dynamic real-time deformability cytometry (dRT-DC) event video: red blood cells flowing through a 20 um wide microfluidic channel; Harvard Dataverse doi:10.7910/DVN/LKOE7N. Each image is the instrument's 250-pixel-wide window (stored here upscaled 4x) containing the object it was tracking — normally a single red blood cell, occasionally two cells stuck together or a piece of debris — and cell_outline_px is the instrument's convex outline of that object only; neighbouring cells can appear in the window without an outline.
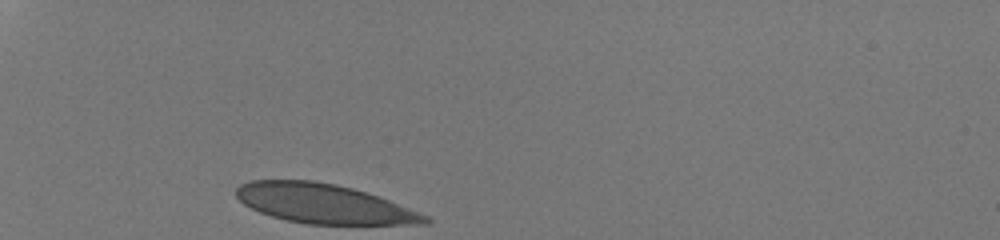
{"species": "human", "species_latin": "Homo sapiens", "temperature_condition": "room temperature", "stored_images_in_passage": 28, "camera_frame_rate_fps": 3000, "um_per_image_px": 0.085, "donor": {"sex": "male"}, "frame": {"image": 1, "passage_image": 1, "time_ms": 0.0, "image_size_px": [1000, 240], "cell_outline_px": [[432, 220], [428, 224], [308, 224], [288, 220], [272, 216], [260, 212], [244, 204], [236, 196], [236, 188], [240, 184], [252, 180], [312, 180], [336, 184], [352, 188], [380, 196], [428, 216]], "centroid_in_image_um": [27.54, 17.31], "position_along_channel_um": 57.5, "area_um2": 43.23}}
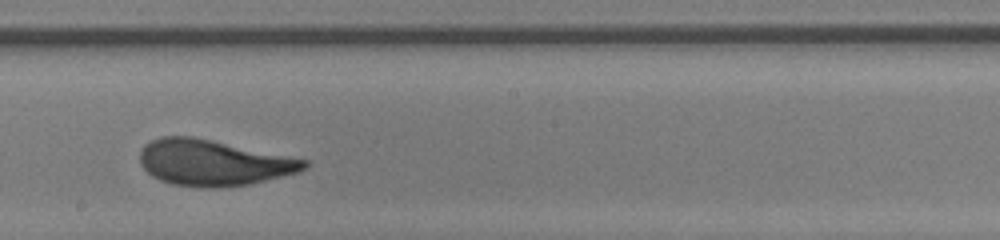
{"frame": {"image": 2, "passage_image": 16, "time_ms": 5.0, "image_size_px": [1000, 240], "cell_outline_px": [[308, 164], [300, 172], [248, 184], [220, 188], [208, 188], [172, 184], [160, 180], [152, 176], [140, 164], [140, 152], [144, 144], [160, 136], [192, 136], [308, 160]], "centroid_in_image_um": [18.1, 13.83], "position_along_channel_um": 230.1, "area_um2": 43.75}}
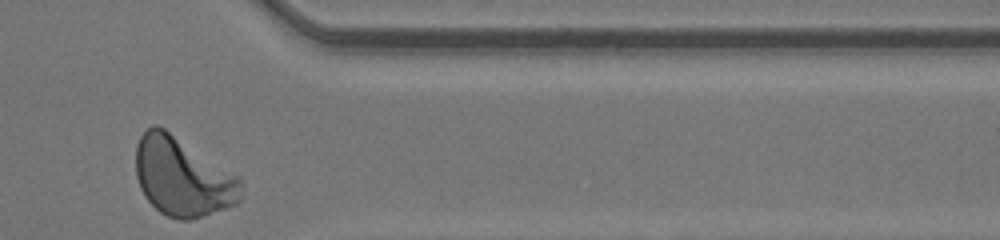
{"frame": {"image": 3, "passage_image": 28, "time_ms": 9.0, "image_size_px": [1000, 240], "cell_outline_px": [[240, 200], [236, 204], [192, 220], [180, 220], [168, 216], [160, 212], [144, 196], [140, 188], [136, 176], [136, 144], [140, 136], [152, 124], [156, 124], [164, 128], [240, 176]], "centroid_in_image_um": [15.5, 15.03], "position_along_channel_um": 395.9, "area_um2": 48.32}, "authors_computed_cell_mechanics": {"area_um2": 44.1881, "velocity_mm_per_s": 4.2334, "shape_relaxation_time_tau1_ms": 2.9468, "shape_relaxation_time_tau2_ms": null, "deformation_change_tau1": 0.1441, "deformation_change_tau2": null}}